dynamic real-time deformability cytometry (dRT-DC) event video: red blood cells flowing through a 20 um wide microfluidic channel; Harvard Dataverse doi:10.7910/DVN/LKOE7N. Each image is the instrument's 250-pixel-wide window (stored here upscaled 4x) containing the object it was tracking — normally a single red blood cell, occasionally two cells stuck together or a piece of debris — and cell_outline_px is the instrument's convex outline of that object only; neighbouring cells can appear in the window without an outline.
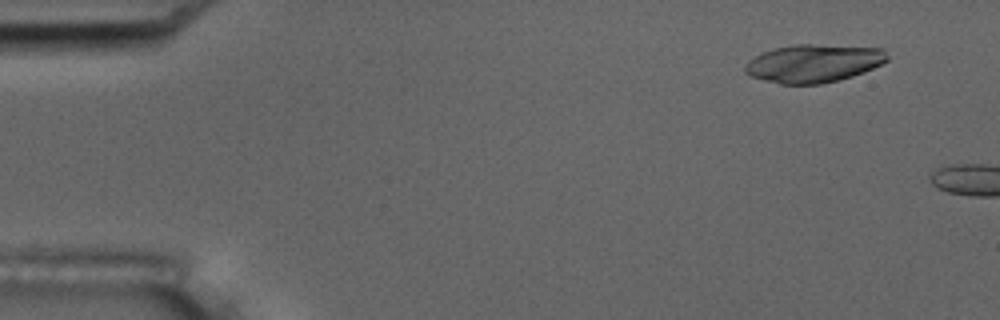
{"species": "common noctule bat (a hibernating species)", "species_latin": "Nyctalus noctula", "temperature_condition": "room temperature", "stored_images_in_passage": 2, "camera_frame_rate_fps": 3000, "um_per_image_px": 0.085, "animal": {"sex": "male", "body_mass_g": 17.5, "forearm_length_mm": 52.3}, "frame": {"image": 1, "passage_image": 1, "time_ms": 0.0, "image_size_px": [1000, 320], "cell_outline_px": [[888, 60], [872, 68], [852, 76], [820, 84], [780, 84], [764, 80], [752, 76], [744, 72], [744, 64], [748, 60], [760, 52], [772, 48], [792, 44], [816, 44], [884, 48], [888, 56]], "centroid_in_image_um": [69.1, 5.36], "position_along_channel_um": 15.9, "area_um2": 31.73}}